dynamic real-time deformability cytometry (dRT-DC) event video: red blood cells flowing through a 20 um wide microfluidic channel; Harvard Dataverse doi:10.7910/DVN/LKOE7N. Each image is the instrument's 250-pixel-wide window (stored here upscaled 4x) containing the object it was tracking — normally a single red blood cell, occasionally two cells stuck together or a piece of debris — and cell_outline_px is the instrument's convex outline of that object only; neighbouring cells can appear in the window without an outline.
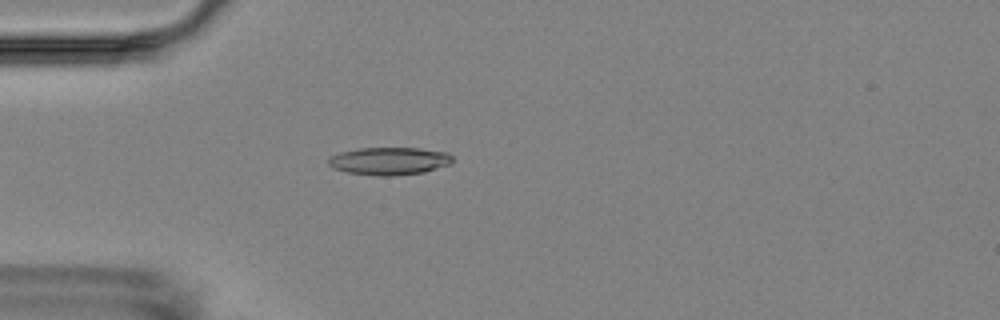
{"species": "Egyptian fruit bat (a non-hibernating species)", "species_latin": "Rousettus aegyptiacus", "temperature_condition": "room temperature", "stored_images_in_passage": 4, "camera_frame_rate_fps": 3000, "um_per_image_px": 0.085, "animal": {"sex": "female"}, "frame": {"image": 1, "passage_image": 4, "time_ms": 3.667, "image_size_px": [1000, 320], "cell_outline_px": [[452, 164], [424, 172], [392, 176], [380, 176], [348, 172], [332, 168], [328, 164], [328, 156], [340, 152], [360, 148], [420, 148], [448, 152], [452, 156]], "centroid_in_image_um": [33.09, 13.68], "position_along_channel_um": 51.9, "area_um2": 20.17}}